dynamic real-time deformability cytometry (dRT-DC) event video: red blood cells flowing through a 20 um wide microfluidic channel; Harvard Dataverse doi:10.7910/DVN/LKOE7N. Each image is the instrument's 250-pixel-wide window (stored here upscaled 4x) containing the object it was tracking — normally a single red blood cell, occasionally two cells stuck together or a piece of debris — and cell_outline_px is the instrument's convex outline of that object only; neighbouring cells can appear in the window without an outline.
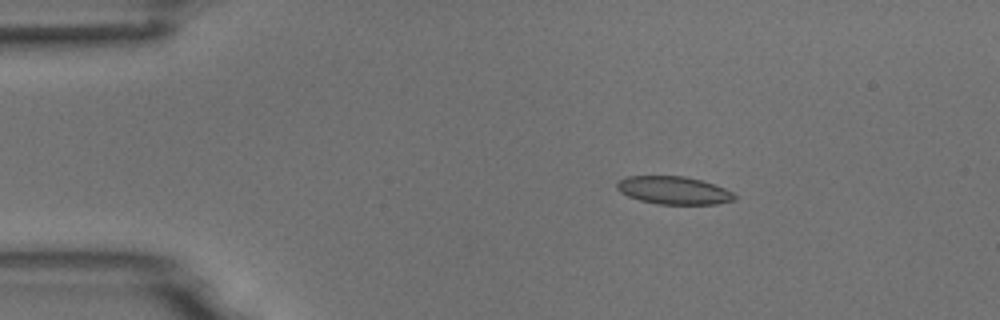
{"species": "common noctule bat (a hibernating species)", "species_latin": "Nyctalus noctula", "temperature_condition": "room temperature", "stored_images_in_passage": 5, "camera_frame_rate_fps": 3000, "um_per_image_px": 0.085, "animal": {"sex": "male", "body_mass_g": 18.8}, "frame": {"image": 1, "passage_image": 3, "time_ms": 2.333, "image_size_px": [1000, 320], "cell_outline_px": [[736, 200], [716, 204], [656, 204], [640, 200], [628, 196], [620, 192], [616, 188], [616, 184], [620, 180], [628, 176], [684, 176], [700, 180], [724, 188], [732, 192], [736, 196]], "centroid_in_image_um": [57.26, 16.18], "position_along_channel_um": 27.7, "area_um2": 19.02}}
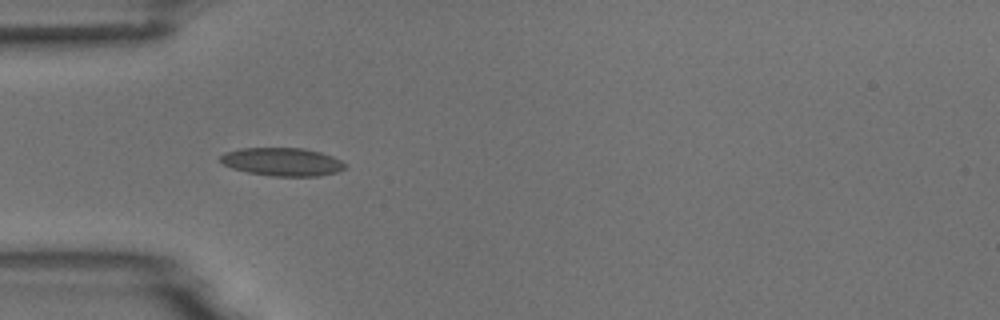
{"frame": {"image": 2, "passage_image": 5, "time_ms": 4.667, "image_size_px": [1000, 320], "cell_outline_px": [[348, 168], [336, 172], [320, 176], [272, 176], [248, 172], [232, 168], [224, 164], [220, 160], [220, 156], [224, 152], [240, 148], [304, 148], [320, 152], [332, 156], [348, 164]], "centroid_in_image_um": [24.03, 13.75], "position_along_channel_um": 61.0, "area_um2": 20.58}}